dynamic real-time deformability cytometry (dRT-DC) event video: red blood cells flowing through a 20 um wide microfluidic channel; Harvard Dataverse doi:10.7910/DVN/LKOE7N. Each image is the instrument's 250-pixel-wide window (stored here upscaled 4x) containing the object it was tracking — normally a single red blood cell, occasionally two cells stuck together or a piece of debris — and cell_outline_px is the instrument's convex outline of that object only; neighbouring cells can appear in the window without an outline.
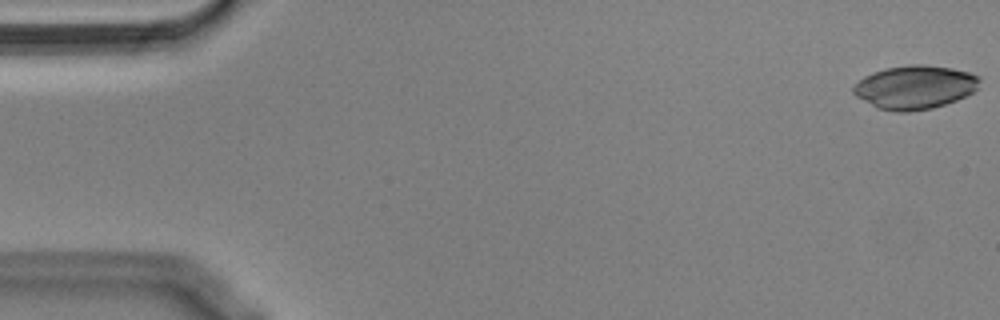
{"species": "Egyptian fruit bat (a non-hibernating species)", "species_latin": "Rousettus aegyptiacus", "temperature_condition": "cold", "stored_images_in_passage": 56, "camera_frame_rate_fps": 3000, "um_per_image_px": 0.085, "animal": {"sex": "male"}, "frame": {"image": 1, "passage_image": 1, "time_ms": 0.0, "image_size_px": [1000, 320], "cell_outline_px": [[980, 88], [956, 100], [932, 108], [908, 112], [896, 112], [876, 108], [856, 96], [852, 92], [852, 88], [864, 76], [872, 72], [884, 68], [908, 64], [924, 64], [952, 68], [968, 72], [980, 76]], "centroid_in_image_um": [77.76, 7.4], "position_along_channel_um": 7.2, "area_um2": 32.31}}
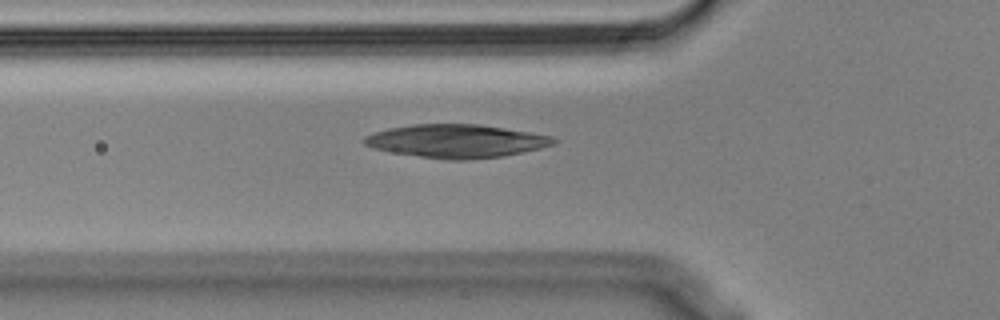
{"frame": {"image": 2, "passage_image": 19, "time_ms": 6.0, "image_size_px": [1000, 320], "cell_outline_px": [[560, 140], [552, 144], [540, 148], [504, 156], [468, 160], [448, 160], [392, 152], [372, 148], [364, 144], [360, 140], [364, 136], [388, 128], [412, 124], [480, 124], [552, 136]], "centroid_in_image_um": [38.76, 11.99], "position_along_channel_um": 87.0, "area_um2": 36.7}}
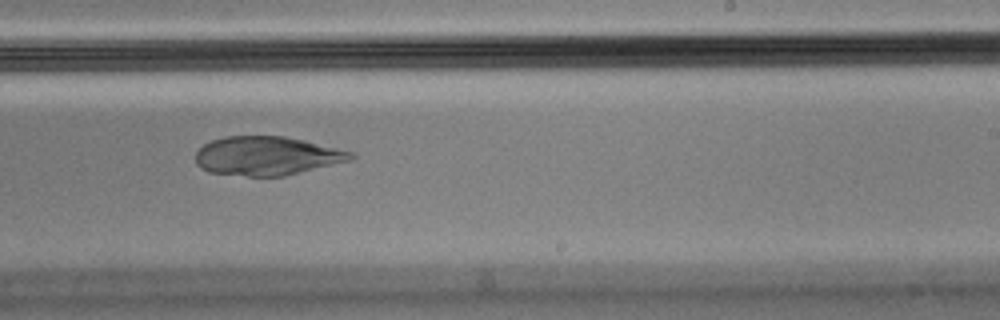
{"frame": {"image": 3, "passage_image": 34, "time_ms": 11.0, "image_size_px": [1000, 320], "cell_outline_px": [[356, 156], [352, 160], [284, 176], [248, 176], [208, 172], [200, 168], [196, 164], [196, 152], [204, 144], [212, 140], [224, 136], [284, 136], [304, 140], [356, 152]], "centroid_in_image_um": [22.71, 13.25], "position_along_channel_um": 266.3, "area_um2": 35.32}}